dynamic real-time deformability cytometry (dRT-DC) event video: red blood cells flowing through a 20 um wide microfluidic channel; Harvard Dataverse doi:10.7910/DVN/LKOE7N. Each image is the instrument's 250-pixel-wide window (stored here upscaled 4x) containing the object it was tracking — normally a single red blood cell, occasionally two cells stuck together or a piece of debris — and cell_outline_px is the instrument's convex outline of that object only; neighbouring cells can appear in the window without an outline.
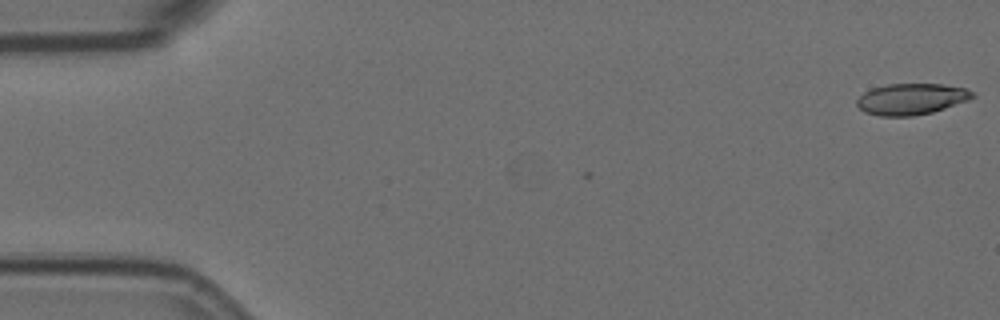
{"species": "Egyptian fruit bat (a non-hibernating species)", "species_latin": "Rousettus aegyptiacus", "temperature_condition": "room temperature", "stored_images_in_passage": 3, "camera_frame_rate_fps": 3000, "um_per_image_px": 0.085, "animal": {"sex": "female"}, "frame": {"image": 1, "passage_image": 1, "time_ms": 0.0, "image_size_px": [1000, 320], "cell_outline_px": [[976, 96], [968, 100], [932, 112], [912, 116], [880, 116], [864, 112], [856, 104], [856, 100], [864, 92], [872, 88], [888, 84], [944, 84], [968, 88]], "centroid_in_image_um": [77.46, 8.41], "position_along_channel_um": 7.5, "area_um2": 21.04}}